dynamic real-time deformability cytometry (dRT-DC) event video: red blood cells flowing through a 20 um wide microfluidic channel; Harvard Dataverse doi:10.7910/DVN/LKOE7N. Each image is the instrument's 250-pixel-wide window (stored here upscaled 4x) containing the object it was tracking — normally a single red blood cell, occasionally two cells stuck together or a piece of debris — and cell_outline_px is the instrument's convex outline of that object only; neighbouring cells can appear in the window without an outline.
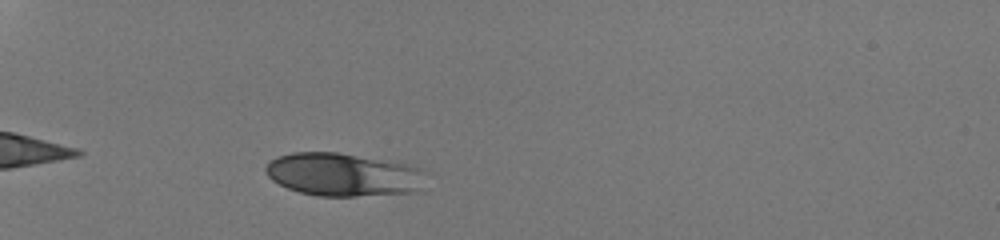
{"species": "human", "species_latin": "Homo sapiens", "temperature_condition": "room temperature", "stored_images_in_passage": 36, "camera_frame_rate_fps": 3000, "um_per_image_px": 0.085, "donor": {"sex": "male"}, "frame": {"image": 1, "passage_image": 7, "time_ms": 2.0, "image_size_px": [1000, 240], "cell_outline_px": [[432, 172], [420, 192], [356, 196], [320, 196], [300, 192], [288, 188], [272, 180], [268, 176], [264, 168], [276, 156], [292, 152], [336, 152], [408, 164], [424, 168]], "centroid_in_image_um": [29.31, 14.84], "position_along_channel_um": 55.7, "area_um2": 40.98}}
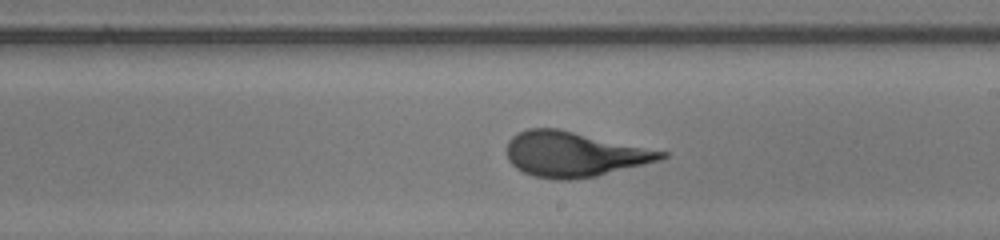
{"frame": {"image": 2, "passage_image": 23, "time_ms": 7.333, "image_size_px": [1000, 240], "cell_outline_px": [[668, 156], [660, 160], [596, 176], [576, 180], [556, 180], [532, 176], [516, 168], [508, 160], [508, 140], [516, 132], [528, 128], [556, 128], [668, 152]], "centroid_in_image_um": [48.77, 13.11], "position_along_channel_um": 240.2, "area_um2": 40.46}}
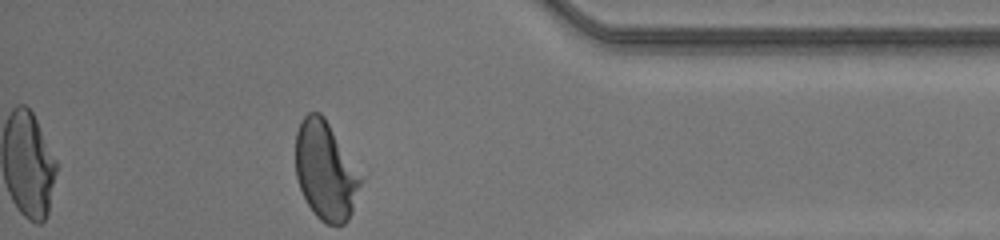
{"frame": {"image": 3, "passage_image": 36, "time_ms": 11.667, "image_size_px": [1000, 240], "cell_outline_px": [[360, 184], [352, 212], [348, 220], [344, 224], [328, 224], [320, 220], [312, 212], [300, 188], [296, 176], [296, 132], [300, 120], [308, 112], [320, 112], [324, 116], [360, 180]], "centroid_in_image_um": [27.59, 14.53], "position_along_channel_um": 407.6, "area_um2": 36.07}, "authors_computed_cell_mechanics": {"area_um2": 40.5178, "velocity_mm_per_s": 4.2313, "shape_relaxation_time_tau1_ms": 4.5481, "shape_relaxation_time_tau2_ms": null, "deformation_change_tau1": 0.1878, "deformation_change_tau2": null}}